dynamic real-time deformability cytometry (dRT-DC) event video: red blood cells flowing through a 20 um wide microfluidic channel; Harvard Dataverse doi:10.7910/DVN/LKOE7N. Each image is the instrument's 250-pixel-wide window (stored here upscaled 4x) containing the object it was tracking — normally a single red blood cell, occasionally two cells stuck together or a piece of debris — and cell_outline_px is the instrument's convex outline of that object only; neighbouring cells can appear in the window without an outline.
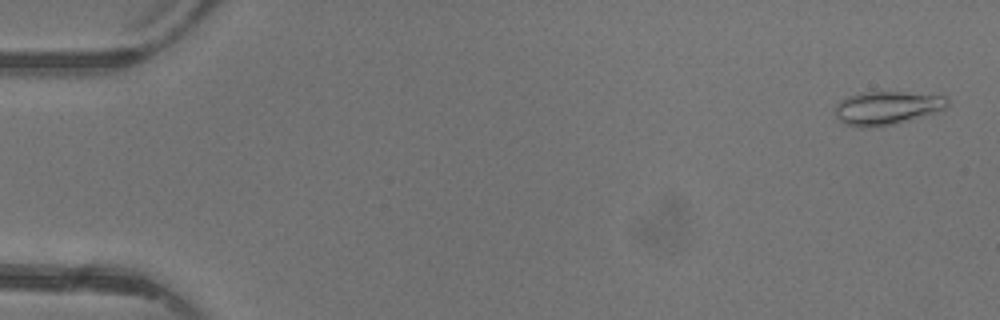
{"species": "common noctule bat (a hibernating species)", "species_latin": "Nyctalus noctula", "temperature_condition": "warm", "stored_images_in_passage": 3, "camera_frame_rate_fps": 3000, "um_per_image_px": 0.085, "animal": {"sex": "female"}, "frame": {"image": 1, "passage_image": 1, "time_ms": 0.0, "image_size_px": [1000, 320], "cell_outline_px": [[948, 104], [944, 108], [932, 112], [892, 124], [868, 128], [860, 128], [844, 124], [836, 116], [836, 104], [840, 100], [848, 96], [860, 92], [900, 92], [944, 96], [948, 100]], "centroid_in_image_um": [75.29, 9.17], "position_along_channel_um": 9.7, "area_um2": 21.39}}